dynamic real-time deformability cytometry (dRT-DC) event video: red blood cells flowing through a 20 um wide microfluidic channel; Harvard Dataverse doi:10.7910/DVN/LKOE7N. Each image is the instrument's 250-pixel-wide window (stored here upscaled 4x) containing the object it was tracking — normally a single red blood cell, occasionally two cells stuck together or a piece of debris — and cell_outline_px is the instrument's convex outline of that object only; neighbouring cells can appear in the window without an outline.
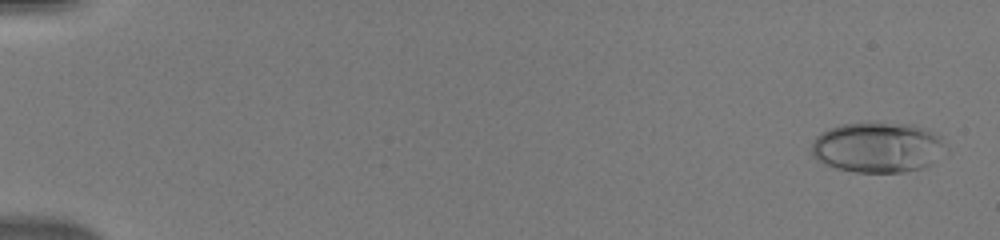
{"species": "human", "species_latin": "Homo sapiens", "temperature_condition": "warm", "stored_images_in_passage": 50, "camera_frame_rate_fps": 3000, "um_per_image_px": 0.085, "donor": {"sex": "male"}, "frame": {"image": 1, "passage_image": 2, "time_ms": 0.333, "image_size_px": [1000, 240], "cell_outline_px": [[940, 144], [932, 164], [924, 168], [900, 172], [856, 172], [836, 168], [824, 164], [816, 160], [812, 156], [812, 140], [820, 132], [844, 124], [916, 124], [940, 136]], "centroid_in_image_um": [74.49, 12.54], "position_along_channel_um": 10.5, "area_um2": 38.44}}
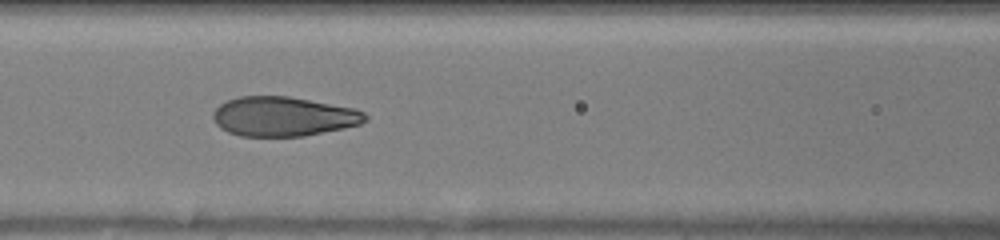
{"frame": {"image": 2, "passage_image": 24, "time_ms": 7.667, "image_size_px": [1000, 240], "cell_outline_px": [[368, 120], [360, 124], [344, 128], [304, 136], [240, 136], [228, 132], [220, 128], [216, 124], [212, 116], [212, 112], [220, 104], [228, 100], [240, 96], [288, 96], [352, 108], [364, 112], [368, 116]], "centroid_in_image_um": [24.06, 9.9], "position_along_channel_um": 142.5, "area_um2": 34.97}}
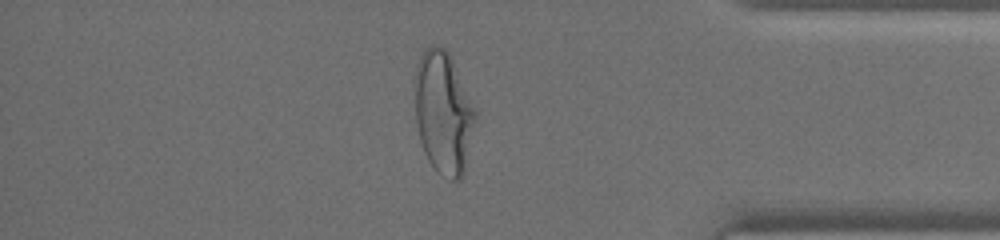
{"frame": {"image": 3, "passage_image": 44, "time_ms": 14.333, "image_size_px": [1000, 240], "cell_outline_px": [[476, 116], [464, 172], [460, 180], [448, 180], [440, 176], [436, 172], [428, 160], [424, 152], [420, 140], [416, 120], [416, 64], [420, 56], [432, 44], [436, 44], [444, 48], [448, 52], [452, 60], [476, 112]], "centroid_in_image_um": [37.68, 9.63], "position_along_channel_um": 397.5, "area_um2": 42.6}}